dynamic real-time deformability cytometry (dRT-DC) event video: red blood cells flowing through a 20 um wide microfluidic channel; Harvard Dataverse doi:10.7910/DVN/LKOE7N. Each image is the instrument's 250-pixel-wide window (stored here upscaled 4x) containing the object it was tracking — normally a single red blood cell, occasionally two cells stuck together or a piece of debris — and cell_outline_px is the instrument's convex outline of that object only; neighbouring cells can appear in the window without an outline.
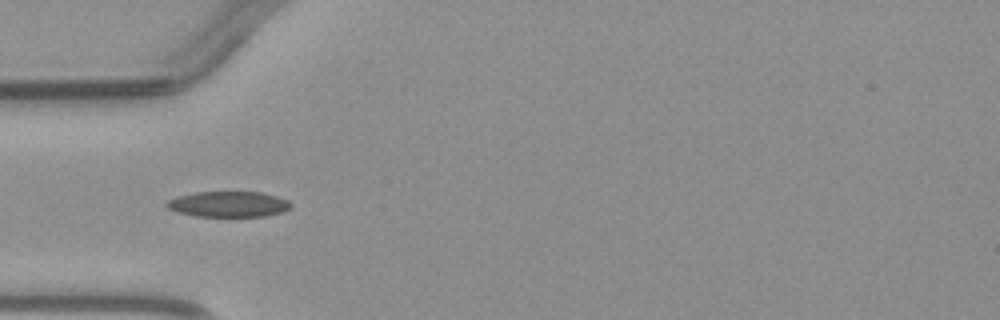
{"species": "common noctule bat (a hibernating species)", "species_latin": "Nyctalus noctula", "temperature_condition": "warm", "stored_images_in_passage": 4, "camera_frame_rate_fps": 3000, "um_per_image_px": 0.085, "animal": {"sex": "male", "body_mass_g": 23.1, "forearm_length_mm": 52.7}, "frame": {"image": 1, "passage_image": 4, "time_ms": 4.333, "image_size_px": [1000, 320], "cell_outline_px": [[292, 208], [284, 212], [264, 216], [196, 216], [176, 212], [168, 208], [164, 204], [168, 200], [180, 196], [196, 192], [264, 192], [288, 200], [292, 204]], "centroid_in_image_um": [19.46, 17.35], "position_along_channel_um": 65.5, "area_um2": 18.61}}